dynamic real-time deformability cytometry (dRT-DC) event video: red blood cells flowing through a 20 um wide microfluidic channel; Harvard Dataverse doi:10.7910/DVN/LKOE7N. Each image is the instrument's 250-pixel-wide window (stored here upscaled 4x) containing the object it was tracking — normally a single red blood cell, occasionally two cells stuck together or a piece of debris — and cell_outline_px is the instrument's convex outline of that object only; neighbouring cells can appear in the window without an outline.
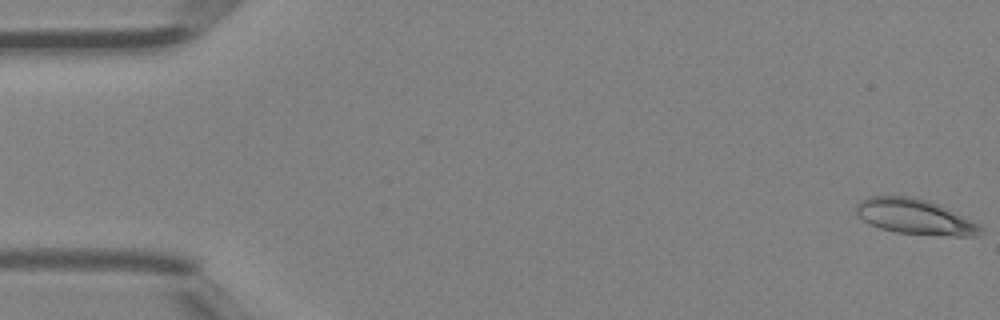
{"species": "Egyptian fruit bat (a non-hibernating species)", "species_latin": "Rousettus aegyptiacus", "temperature_condition": "room temperature", "stored_images_in_passage": 47, "camera_frame_rate_fps": 3000, "um_per_image_px": 0.085, "animal": {"sex": "female"}, "frame": {"image": 1, "passage_image": 1, "time_ms": 0.0, "image_size_px": [1000, 320], "cell_outline_px": [[984, 232], [976, 236], [952, 236], [896, 232], [880, 228], [868, 224], [856, 216], [856, 204], [860, 200], [868, 196], [912, 196], [928, 200], [980, 224]], "centroid_in_image_um": [77.73, 18.42], "position_along_channel_um": 7.3, "area_um2": 25.66}}
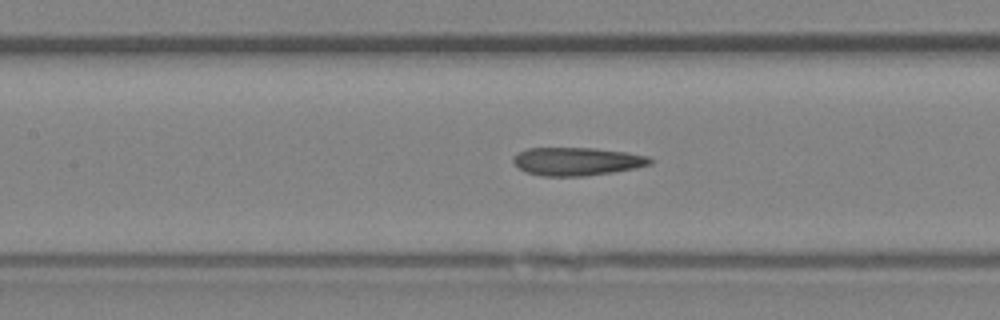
{"frame": {"image": 2, "passage_image": 22, "time_ms": 7.0, "image_size_px": [1000, 320], "cell_outline_px": [[652, 164], [612, 172], [584, 176], [540, 176], [524, 172], [512, 160], [512, 156], [516, 152], [528, 148], [596, 148], [624, 152], [648, 156], [652, 160]], "centroid_in_image_um": [48.97, 13.71], "position_along_channel_um": 158.4, "area_um2": 22.43}}
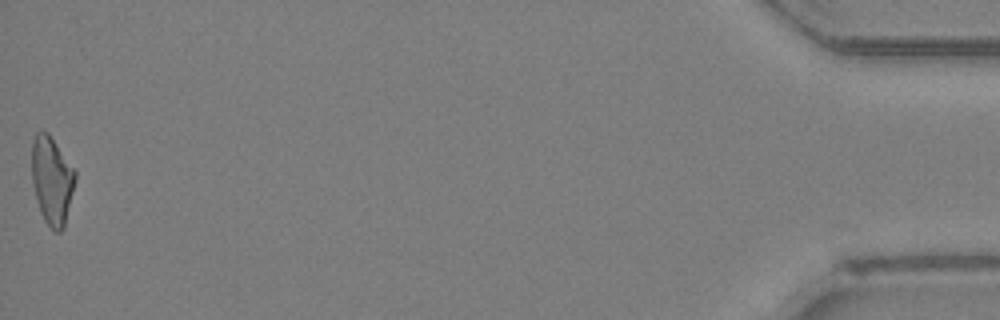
{"frame": {"image": 3, "passage_image": 47, "time_ms": 15.333, "image_size_px": [1000, 320], "cell_outline_px": [[76, 180], [64, 228], [60, 232], [56, 232], [44, 220], [40, 212], [36, 200], [32, 184], [32, 140], [36, 132], [48, 132], [76, 172]], "centroid_in_image_um": [4.41, 15.34], "position_along_channel_um": 430.8, "area_um2": 22.25}, "authors_computed_cell_mechanics": {"area_um2": 22.7154, "velocity_mm_per_s": 4.4948, "shape_relaxation_time_tau1_ms": 6.7368, "shape_relaxation_time_tau2_ms": 3.7207, "deformation_change_tau1": 0.2118, "deformation_change_tau2": 0.1818}}